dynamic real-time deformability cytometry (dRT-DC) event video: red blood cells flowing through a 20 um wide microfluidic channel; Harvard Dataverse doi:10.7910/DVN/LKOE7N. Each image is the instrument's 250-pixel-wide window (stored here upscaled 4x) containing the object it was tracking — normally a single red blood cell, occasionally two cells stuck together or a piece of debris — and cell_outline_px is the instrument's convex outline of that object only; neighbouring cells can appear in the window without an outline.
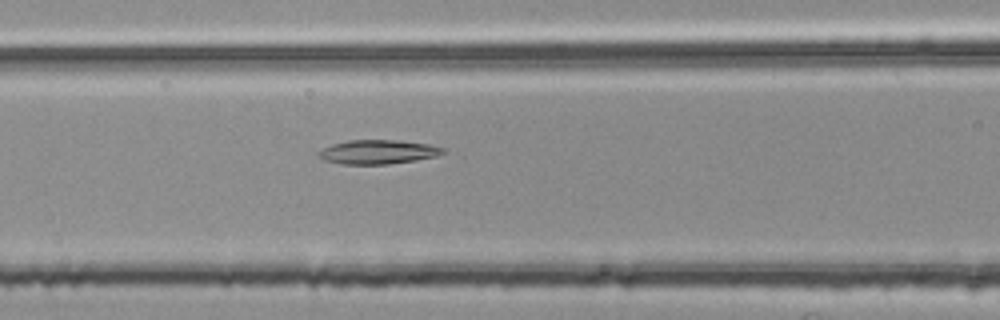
{"species": "common noctule bat (a hibernating species)", "species_latin": "Nyctalus noctula", "temperature_condition": "room temperature", "stored_images_in_passage": 35, "camera_frame_rate_fps": 3000, "um_per_image_px": 0.085, "animal": {"sex": "female", "body_mass_g": 25.1}, "frame": {"image": 1, "passage_image": 13, "time_ms": 4.0, "image_size_px": [1000, 320], "cell_outline_px": [[448, 148], [444, 152], [436, 156], [416, 160], [388, 164], [340, 164], [324, 160], [316, 156], [316, 152], [332, 144], [348, 140], [400, 140], [428, 144]], "centroid_in_image_um": [32.11, 12.91], "position_along_channel_um": 134.5, "area_um2": 17.63}}
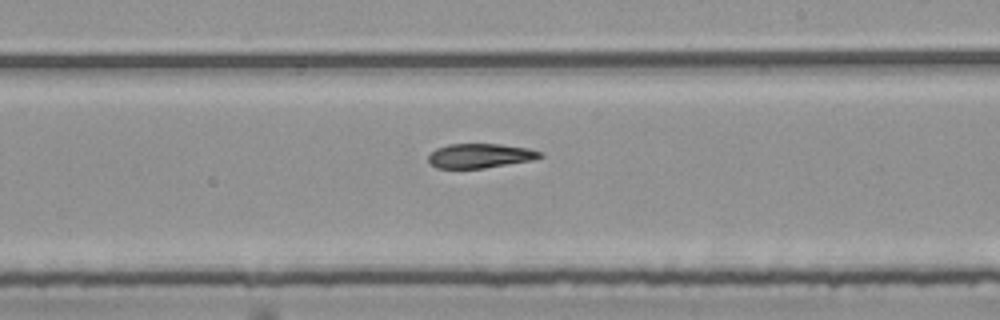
{"frame": {"image": 2, "passage_image": 22, "time_ms": 7.0, "image_size_px": [1000, 320], "cell_outline_px": [[544, 156], [532, 160], [484, 168], [436, 168], [428, 160], [428, 156], [436, 148], [448, 144], [500, 144], [528, 148], [540, 152]], "centroid_in_image_um": [40.79, 13.23], "position_along_channel_um": 248.2, "area_um2": 15.78}}
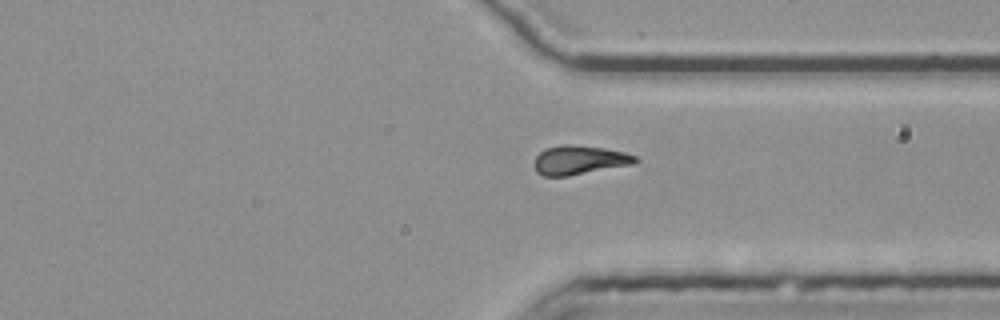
{"frame": {"image": 3, "passage_image": 31, "time_ms": 10.0, "image_size_px": [1000, 320], "cell_outline_px": [[640, 160], [632, 164], [568, 176], [544, 176], [536, 172], [532, 164], [536, 156], [544, 148], [560, 144], [572, 144], [604, 148], [624, 152], [636, 156]], "centroid_in_image_um": [49.19, 13.59], "position_along_channel_um": 362.2, "area_um2": 17.28}}